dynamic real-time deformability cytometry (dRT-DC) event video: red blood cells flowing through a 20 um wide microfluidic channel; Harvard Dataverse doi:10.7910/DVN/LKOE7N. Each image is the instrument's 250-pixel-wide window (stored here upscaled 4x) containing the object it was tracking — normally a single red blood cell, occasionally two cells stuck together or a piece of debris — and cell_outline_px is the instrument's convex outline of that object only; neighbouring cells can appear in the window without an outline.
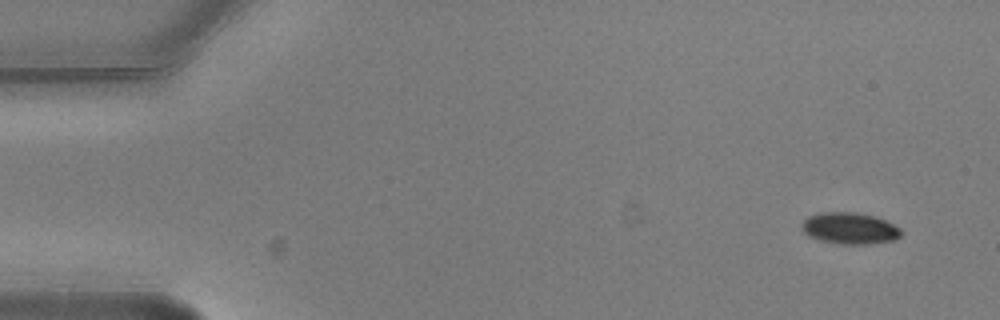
{"species": "common noctule bat (a hibernating species)", "species_latin": "Nyctalus noctula", "temperature_condition": "warm", "stored_images_in_passage": 6, "camera_frame_rate_fps": 3000, "um_per_image_px": 0.085, "animal": {"sex": "male", "body_mass_g": 20.5, "forearm_length_mm": 52.5}, "frame": {"image": 1, "passage_image": 1, "time_ms": 0.0, "image_size_px": [1000, 320], "cell_outline_px": [[904, 232], [896, 240], [868, 244], [844, 244], [820, 240], [808, 236], [804, 232], [800, 224], [808, 216], [820, 212], [856, 212], [872, 216], [884, 220], [900, 228]], "centroid_in_image_um": [72.22, 19.4], "position_along_channel_um": 12.8, "area_um2": 18.26}}
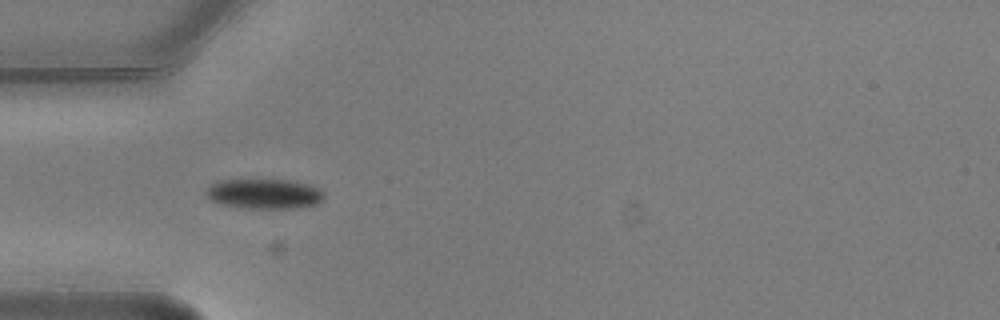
{"frame": {"image": 2, "passage_image": 5, "time_ms": 1.333, "image_size_px": [1000, 320], "cell_outline_px": [[324, 200], [316, 204], [292, 208], [248, 208], [220, 204], [212, 200], [204, 192], [212, 184], [220, 180], [288, 180], [308, 184], [320, 188], [324, 192]], "centroid_in_image_um": [22.49, 16.47], "position_along_channel_um": 62.5, "area_um2": 20.46}}
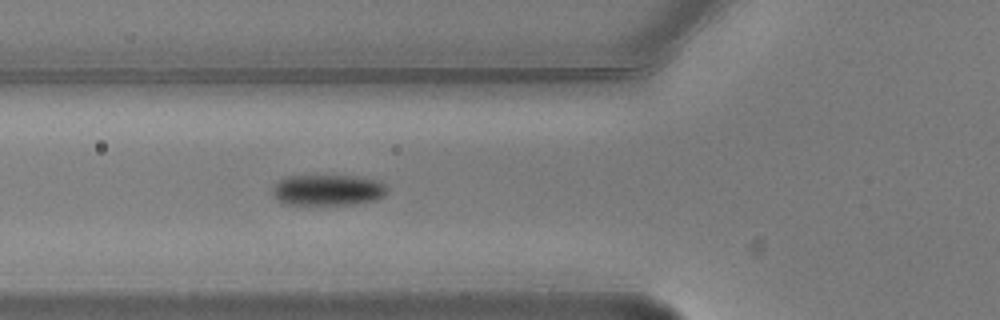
{"frame": {"image": 3, "passage_image": 6, "time_ms": 1.667, "image_size_px": [1000, 320], "cell_outline_px": [[388, 192], [384, 196], [376, 200], [352, 204], [284, 204], [272, 196], [272, 188], [280, 180], [288, 176], [356, 176], [376, 180], [384, 184], [388, 188]], "centroid_in_image_um": [27.87, 16.16], "position_along_channel_um": 97.9, "area_um2": 20.63}}